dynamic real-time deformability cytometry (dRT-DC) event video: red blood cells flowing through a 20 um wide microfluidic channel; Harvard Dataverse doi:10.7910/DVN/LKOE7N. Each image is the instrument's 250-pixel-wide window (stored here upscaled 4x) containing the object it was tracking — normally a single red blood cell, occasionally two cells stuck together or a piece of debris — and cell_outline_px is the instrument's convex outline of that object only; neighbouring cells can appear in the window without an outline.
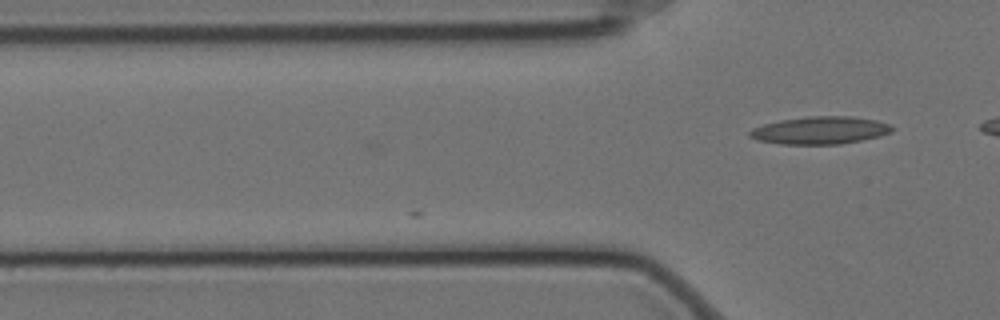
{"species": "Egyptian fruit bat (a non-hibernating species)", "species_latin": "Rousettus aegyptiacus", "temperature_condition": "cold", "stored_images_in_passage": 3, "camera_frame_rate_fps": 3000, "um_per_image_px": 0.085, "animal": {"sex": "female"}, "frame": {"image": 1, "passage_image": 3, "time_ms": 0.667, "image_size_px": [1000, 320], "cell_outline_px": [[896, 128], [892, 132], [880, 136], [840, 144], [780, 144], [756, 140], [748, 136], [748, 132], [752, 128], [764, 124], [780, 120], [808, 116], [852, 116], [876, 120], [888, 124]], "centroid_in_image_um": [69.7, 11.07], "position_along_channel_um": 56.1, "area_um2": 23.0}}